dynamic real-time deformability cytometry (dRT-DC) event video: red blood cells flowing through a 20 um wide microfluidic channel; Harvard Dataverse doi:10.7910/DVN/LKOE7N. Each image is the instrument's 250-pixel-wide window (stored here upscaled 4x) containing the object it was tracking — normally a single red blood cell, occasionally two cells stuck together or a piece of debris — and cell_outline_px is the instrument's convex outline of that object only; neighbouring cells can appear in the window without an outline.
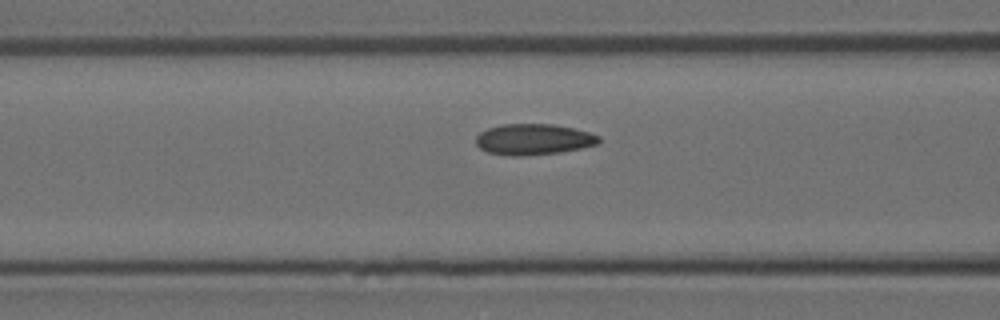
{"species": "Egyptian fruit bat (a non-hibernating species)", "species_latin": "Rousettus aegyptiacus", "temperature_condition": "room temperature", "stored_images_in_passage": 15, "camera_frame_rate_fps": 3000, "um_per_image_px": 0.085, "animal": {"sex": "female"}, "frame": {"image": 1, "passage_image": 13, "time_ms": 4.0, "image_size_px": [1000, 320], "cell_outline_px": [[600, 144], [560, 152], [520, 156], [512, 156], [488, 152], [480, 148], [476, 144], [476, 136], [480, 132], [488, 128], [500, 124], [556, 124], [588, 132], [600, 136]], "centroid_in_image_um": [45.35, 11.84], "position_along_channel_um": 121.3, "area_um2": 22.2}}